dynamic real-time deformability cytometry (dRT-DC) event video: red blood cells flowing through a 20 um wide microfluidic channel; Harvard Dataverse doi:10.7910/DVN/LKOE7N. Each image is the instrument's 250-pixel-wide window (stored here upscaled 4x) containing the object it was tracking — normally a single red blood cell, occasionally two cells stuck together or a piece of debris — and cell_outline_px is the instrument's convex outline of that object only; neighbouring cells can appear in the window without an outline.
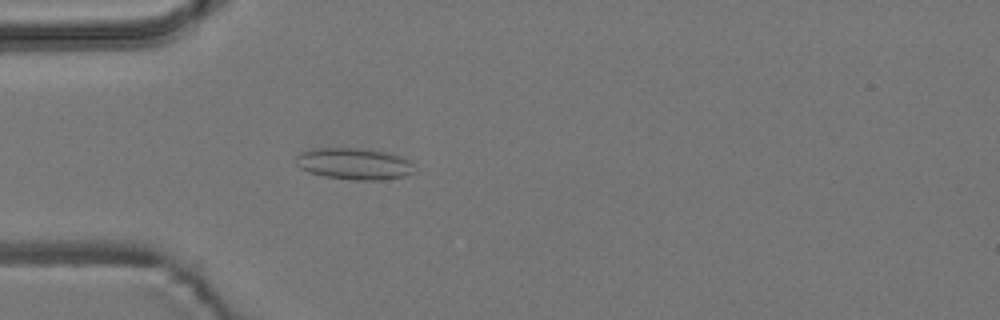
{"species": "common noctule bat (a hibernating species)", "species_latin": "Nyctalus noctula", "temperature_condition": "room temperature", "stored_images_in_passage": 4, "camera_frame_rate_fps": 3000, "um_per_image_px": 0.085, "animal": {"sex": "male", "body_mass_g": 19.2, "forearm_length_mm": 51.8}, "frame": {"image": 1, "passage_image": 4, "time_ms": 4.333, "image_size_px": [1000, 320], "cell_outline_px": [[416, 172], [404, 176], [380, 180], [352, 180], [324, 176], [308, 172], [300, 168], [296, 164], [296, 156], [300, 152], [312, 148], [360, 148], [384, 152], [408, 160], [412, 164]], "centroid_in_image_um": [30.05, 13.93], "position_along_channel_um": 54.9, "area_um2": 21.73}}